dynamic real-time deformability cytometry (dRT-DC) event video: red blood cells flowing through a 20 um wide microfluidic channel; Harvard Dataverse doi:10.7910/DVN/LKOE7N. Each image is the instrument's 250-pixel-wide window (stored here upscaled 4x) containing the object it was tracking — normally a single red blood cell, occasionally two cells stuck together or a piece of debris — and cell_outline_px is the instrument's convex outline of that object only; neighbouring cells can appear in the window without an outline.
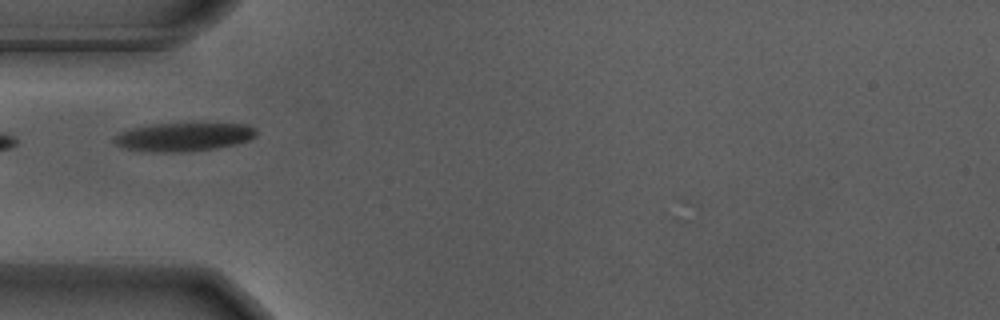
{"species": "Egyptian fruit bat (a non-hibernating species)", "species_latin": "Rousettus aegyptiacus", "temperature_condition": "warm", "stored_images_in_passage": 19, "camera_frame_rate_fps": 3000, "um_per_image_px": 0.085, "animal": {"sex": "male"}, "frame": {"image": 1, "passage_image": 1, "time_ms": 0.0, "image_size_px": [1000, 320], "cell_outline_px": [[256, 136], [248, 140], [216, 148], [180, 152], [164, 152], [128, 148], [116, 144], [112, 140], [120, 132], [132, 128], [152, 124], [248, 124], [256, 128]], "centroid_in_image_um": [15.64, 11.62], "position_along_channel_um": 69.4, "area_um2": 23.0}}
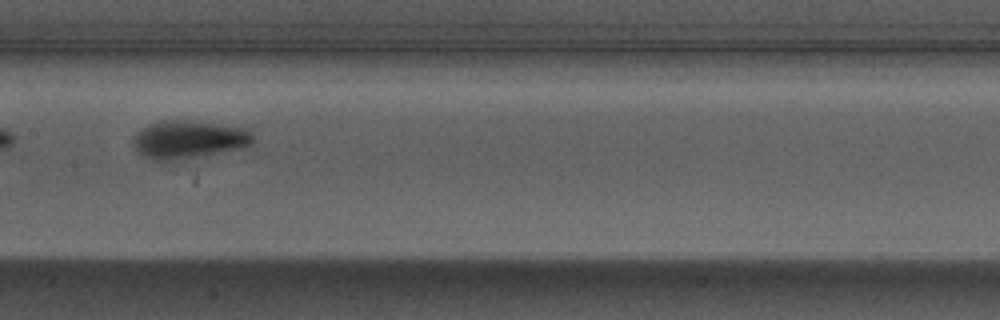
{"frame": {"image": 2, "passage_image": 11, "time_ms": 3.333, "image_size_px": [1000, 320], "cell_outline_px": [[252, 144], [244, 148], [172, 160], [152, 160], [144, 156], [136, 148], [136, 132], [148, 124], [160, 120], [192, 120], [248, 128], [252, 136]], "centroid_in_image_um": [16.08, 11.83], "position_along_channel_um": 191.3, "area_um2": 26.18}}
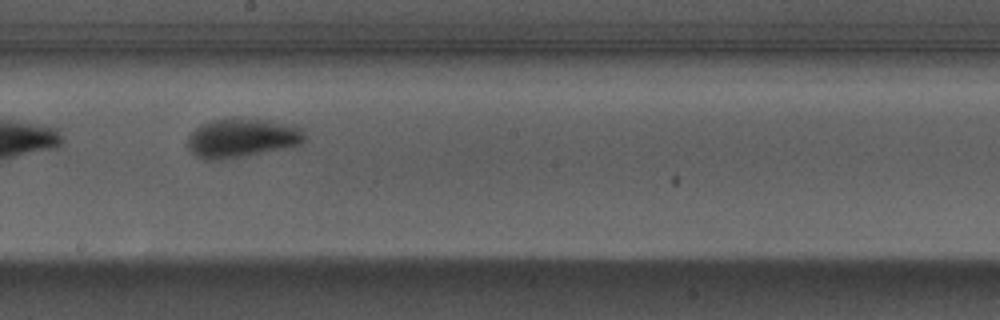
{"frame": {"image": 3, "passage_image": 14, "time_ms": 4.333, "image_size_px": [1000, 320], "cell_outline_px": [[304, 140], [300, 144], [244, 156], [220, 160], [204, 160], [196, 156], [188, 148], [188, 136], [200, 124], [212, 120], [232, 116], [268, 120], [300, 128], [304, 132]], "centroid_in_image_um": [20.49, 11.7], "position_along_channel_um": 227.7, "area_um2": 26.59}}